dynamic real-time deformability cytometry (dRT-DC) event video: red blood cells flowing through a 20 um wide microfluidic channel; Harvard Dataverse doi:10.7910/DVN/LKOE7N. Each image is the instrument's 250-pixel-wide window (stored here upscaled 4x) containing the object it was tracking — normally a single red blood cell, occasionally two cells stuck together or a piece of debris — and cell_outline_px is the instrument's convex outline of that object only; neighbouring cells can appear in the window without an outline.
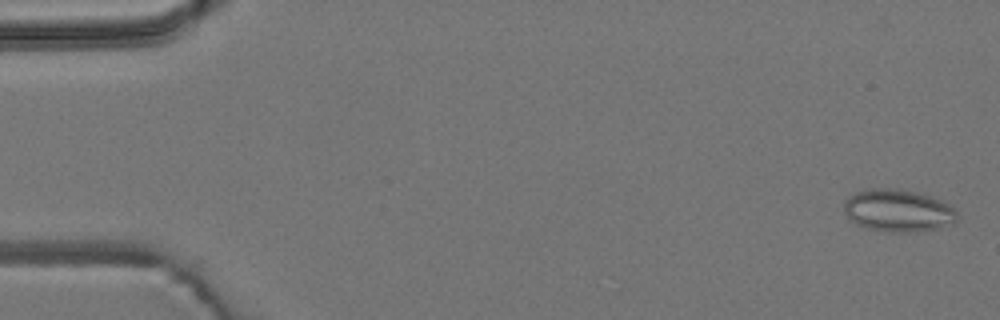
{"species": "common noctule bat (a hibernating species)", "species_latin": "Nyctalus noctula", "temperature_condition": "room temperature", "stored_images_in_passage": 6, "camera_frame_rate_fps": 3000, "um_per_image_px": 0.085, "animal": {"sex": "male", "body_mass_g": 19.2, "forearm_length_mm": 51.8}, "frame": {"image": 1, "passage_image": 1, "time_ms": 0.0, "image_size_px": [1000, 320], "cell_outline_px": [[956, 220], [952, 224], [940, 228], [908, 232], [892, 232], [868, 228], [856, 224], [844, 212], [844, 200], [848, 196], [864, 188], [900, 188], [916, 192], [940, 200], [956, 208]], "centroid_in_image_um": [76.32, 17.88], "position_along_channel_um": 8.7, "area_um2": 28.03}}